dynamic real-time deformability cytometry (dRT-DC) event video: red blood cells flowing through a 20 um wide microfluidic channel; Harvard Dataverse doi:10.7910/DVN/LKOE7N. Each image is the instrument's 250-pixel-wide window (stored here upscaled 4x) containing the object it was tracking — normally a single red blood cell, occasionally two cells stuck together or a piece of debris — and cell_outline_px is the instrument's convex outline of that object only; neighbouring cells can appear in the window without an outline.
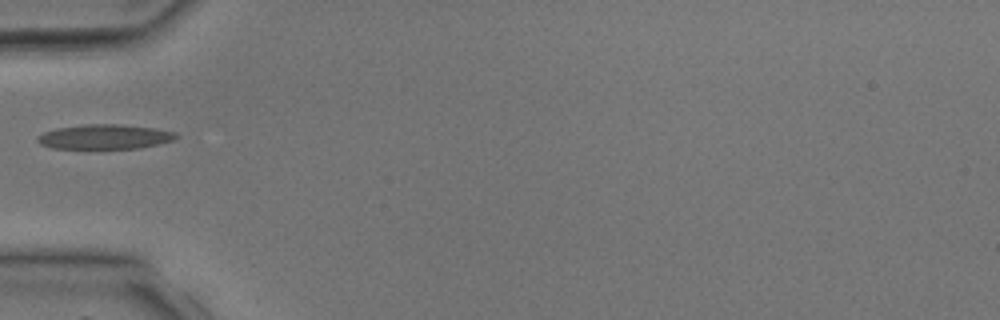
{"species": "common noctule bat (a hibernating species)", "species_latin": "Nyctalus noctula", "temperature_condition": "room temperature", "stored_images_in_passage": 3, "camera_frame_rate_fps": 3000, "um_per_image_px": 0.085, "animal": {"sex": "male", "body_mass_g": 17.9, "forearm_length_mm": 54.2}, "frame": {"image": 1, "passage_image": 3, "time_ms": 3.667, "image_size_px": [1000, 320], "cell_outline_px": [[180, 136], [172, 140], [140, 148], [52, 148], [40, 144], [36, 140], [36, 136], [44, 132], [56, 128], [84, 124], [116, 124], [156, 128], [176, 132]], "centroid_in_image_um": [8.88, 11.61], "position_along_channel_um": 76.1, "area_um2": 19.88}}